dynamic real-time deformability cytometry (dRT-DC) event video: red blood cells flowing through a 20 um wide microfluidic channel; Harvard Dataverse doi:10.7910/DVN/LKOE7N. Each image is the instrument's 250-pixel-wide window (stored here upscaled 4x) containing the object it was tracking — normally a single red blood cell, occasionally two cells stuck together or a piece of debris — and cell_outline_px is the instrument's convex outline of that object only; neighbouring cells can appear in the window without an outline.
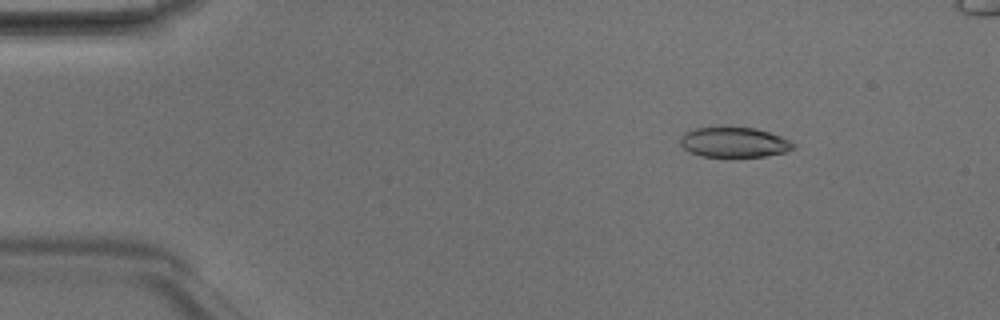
{"species": "Egyptian fruit bat (a non-hibernating species)", "species_latin": "Rousettus aegyptiacus", "temperature_condition": "room temperature", "stored_images_in_passage": 48, "camera_frame_rate_fps": 3000, "um_per_image_px": 0.085, "animal": {"sex": "male"}, "frame": {"image": 1, "passage_image": 7, "time_ms": 2.0, "image_size_px": [1000, 320], "cell_outline_px": [[796, 148], [784, 152], [764, 156], [700, 156], [684, 148], [680, 144], [680, 136], [684, 132], [696, 128], [756, 128], [792, 140], [796, 144]], "centroid_in_image_um": [62.43, 12.09], "position_along_channel_um": 22.6, "area_um2": 19.59}}
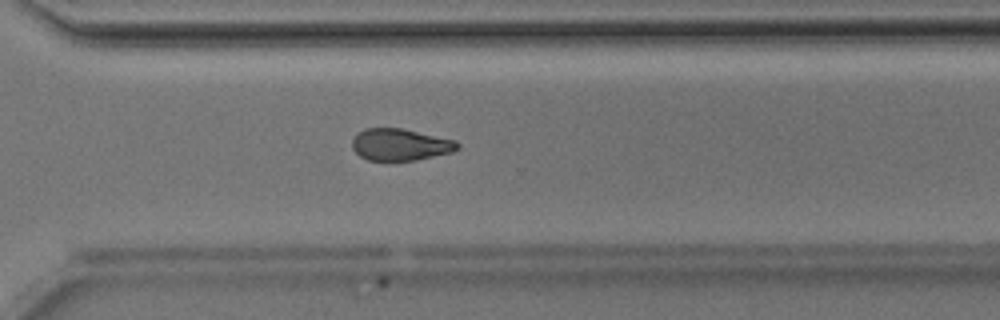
{"frame": {"image": 2, "passage_image": 35, "time_ms": 11.333, "image_size_px": [1000, 320], "cell_outline_px": [[460, 148], [452, 152], [416, 160], [368, 160], [360, 156], [352, 148], [352, 140], [364, 128], [400, 128], [456, 140], [460, 144]], "centroid_in_image_um": [34.04, 12.29], "position_along_channel_um": 336.6, "area_um2": 19.42}}
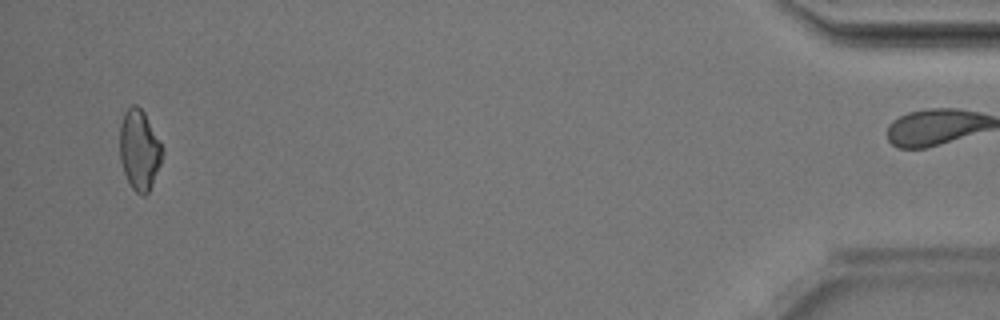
{"frame": {"image": 3, "passage_image": 47, "time_ms": 15.333, "image_size_px": [1000, 320], "cell_outline_px": [[164, 152], [160, 164], [152, 184], [148, 192], [144, 196], [136, 192], [132, 188], [124, 172], [120, 160], [120, 124], [124, 112], [132, 104], [136, 104], [144, 112], [164, 148]], "centroid_in_image_um": [11.85, 12.72], "position_along_channel_um": 423.4, "area_um2": 19.88}, "authors_computed_cell_mechanics": {"area_um2": 20.5768, "velocity_mm_per_s": 4.1957, "shape_relaxation_time_tau1_ms": 5.9835, "shape_relaxation_time_tau2_ms": 3.2389, "deformation_change_tau1": 0.1433, "deformation_change_tau2": 0.0925}}